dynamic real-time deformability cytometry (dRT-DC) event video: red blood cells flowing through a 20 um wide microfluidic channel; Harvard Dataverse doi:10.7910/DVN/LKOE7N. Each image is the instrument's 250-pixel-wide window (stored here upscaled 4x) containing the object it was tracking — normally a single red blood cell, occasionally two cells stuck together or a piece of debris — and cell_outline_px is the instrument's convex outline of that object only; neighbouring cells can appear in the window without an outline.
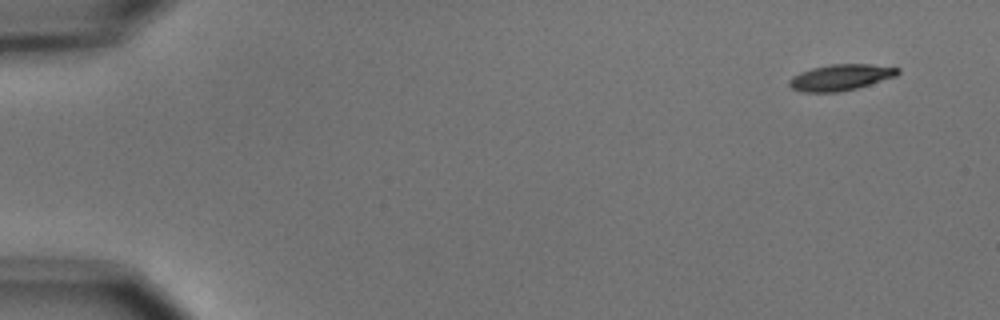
{"species": "common noctule bat (a hibernating species)", "species_latin": "Nyctalus noctula", "temperature_condition": "cold", "stored_images_in_passage": 5, "camera_frame_rate_fps": 3000, "um_per_image_px": 0.085, "animal": {"sex": "male", "body_mass_g": 15.6}, "frame": {"image": 1, "passage_image": 1, "time_ms": 0.0, "image_size_px": [1000, 320], "cell_outline_px": [[900, 72], [896, 76], [856, 88], [840, 92], [804, 92], [792, 88], [788, 84], [788, 80], [792, 76], [800, 72], [812, 68], [832, 64], [868, 64], [900, 68]], "centroid_in_image_um": [71.43, 6.57], "position_along_channel_um": 13.6, "area_um2": 16.42}}
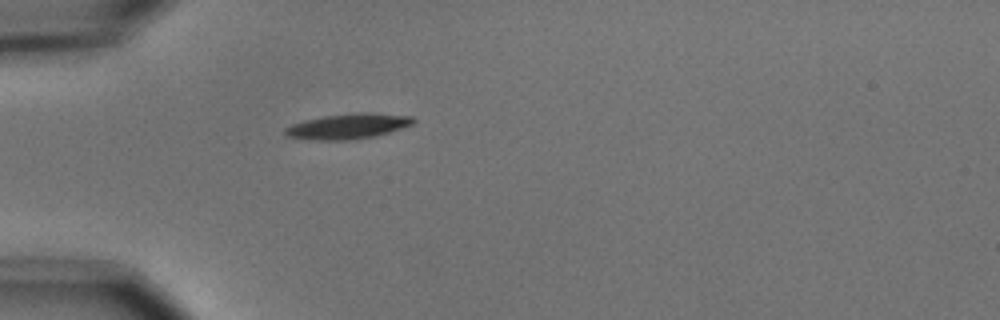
{"frame": {"image": 2, "passage_image": 5, "time_ms": 4.333, "image_size_px": [1000, 320], "cell_outline_px": [[416, 120], [412, 124], [376, 136], [348, 140], [308, 140], [288, 136], [284, 132], [284, 128], [292, 124], [304, 120], [324, 116], [356, 112], [372, 112], [412, 116]], "centroid_in_image_um": [29.57, 10.72], "position_along_channel_um": 55.4, "area_um2": 18.96}}